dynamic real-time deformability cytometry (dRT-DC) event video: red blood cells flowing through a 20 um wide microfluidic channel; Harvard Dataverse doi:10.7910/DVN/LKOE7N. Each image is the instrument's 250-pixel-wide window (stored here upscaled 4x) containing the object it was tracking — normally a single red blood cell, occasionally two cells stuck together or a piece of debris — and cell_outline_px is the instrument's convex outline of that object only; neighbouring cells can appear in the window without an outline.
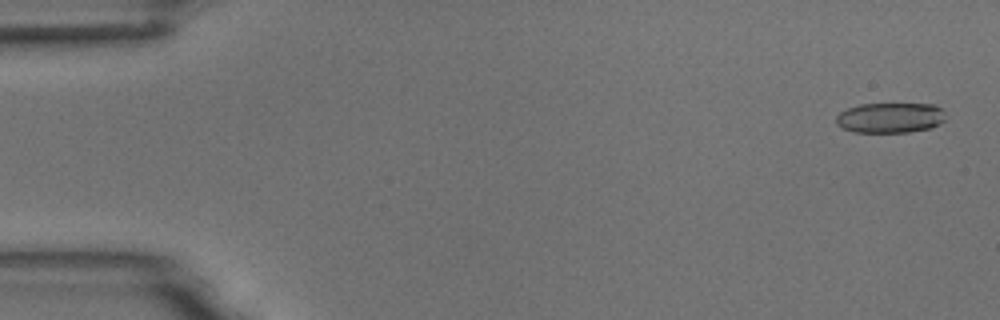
{"species": "common noctule bat (a hibernating species)", "species_latin": "Nyctalus noctula", "temperature_condition": "room temperature", "stored_images_in_passage": 5, "camera_frame_rate_fps": 3000, "um_per_image_px": 0.085, "animal": {"sex": "male", "body_mass_g": 18.8}, "frame": {"image": 1, "passage_image": 1, "time_ms": 0.0, "image_size_px": [1000, 320], "cell_outline_px": [[944, 120], [932, 128], [908, 132], [856, 132], [844, 128], [836, 124], [836, 116], [840, 112], [848, 108], [860, 104], [936, 104], [940, 108]], "centroid_in_image_um": [75.64, 10.01], "position_along_channel_um": 9.4, "area_um2": 19.13}}
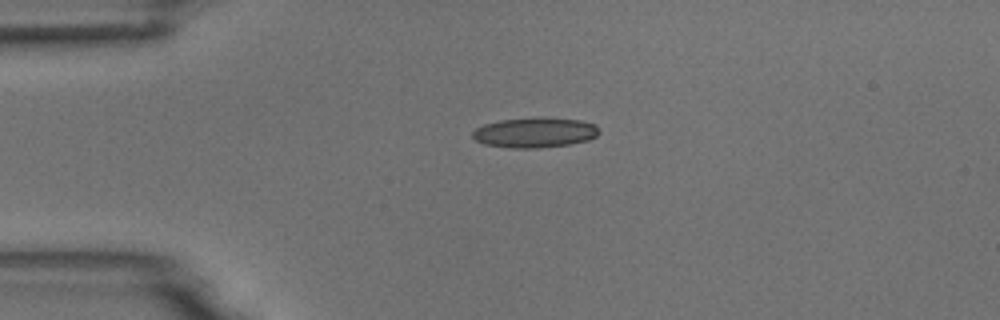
{"frame": {"image": 2, "passage_image": 4, "time_ms": 1.0, "image_size_px": [1000, 320], "cell_outline_px": [[600, 132], [596, 136], [588, 140], [568, 144], [536, 148], [512, 148], [484, 144], [476, 140], [472, 136], [472, 132], [476, 128], [484, 124], [500, 120], [580, 120], [596, 124], [600, 128]], "centroid_in_image_um": [45.46, 11.31], "position_along_channel_um": 39.5, "area_um2": 21.27}}